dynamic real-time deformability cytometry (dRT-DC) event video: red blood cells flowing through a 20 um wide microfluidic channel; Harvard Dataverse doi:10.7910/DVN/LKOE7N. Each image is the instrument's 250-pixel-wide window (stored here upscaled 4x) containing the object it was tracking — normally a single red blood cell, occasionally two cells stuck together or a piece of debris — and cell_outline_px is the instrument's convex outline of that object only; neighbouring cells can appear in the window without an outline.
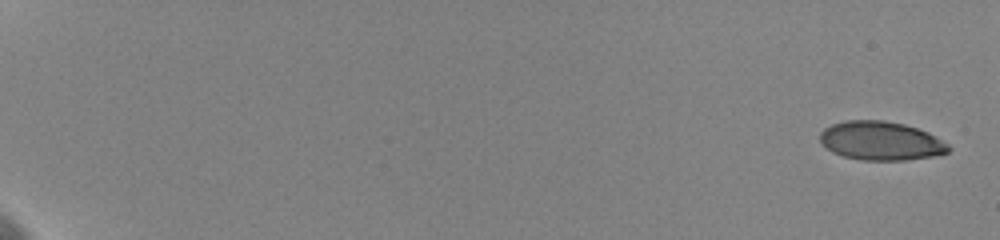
{"species": "human", "species_latin": "Homo sapiens", "temperature_condition": "cold", "stored_images_in_passage": 22, "camera_frame_rate_fps": 3000, "um_per_image_px": 0.085, "donor": {"sex": "female"}, "frame": {"image": 1, "passage_image": 1, "time_ms": 0.0, "image_size_px": [1000, 240], "cell_outline_px": [[952, 148], [948, 152], [932, 156], [904, 160], [860, 160], [844, 156], [832, 152], [820, 140], [820, 132], [824, 128], [832, 124], [844, 120], [884, 120], [904, 124], [928, 132], [936, 136], [948, 144]], "centroid_in_image_um": [74.88, 11.96], "position_along_channel_um": 10.1, "area_um2": 29.02}}
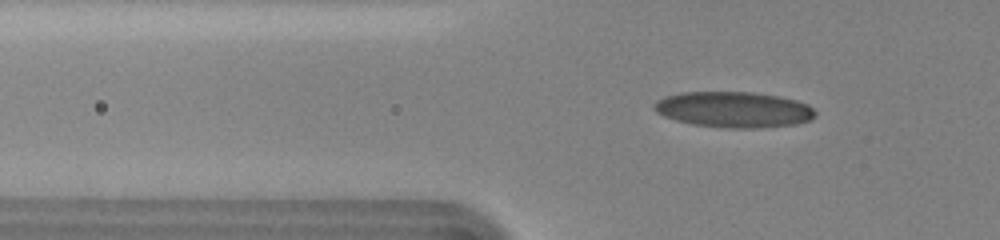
{"frame": {"image": 2, "passage_image": 19, "time_ms": 7.0, "image_size_px": [1000, 240], "cell_outline_px": [[816, 116], [808, 120], [796, 124], [756, 128], [728, 128], [692, 124], [676, 120], [664, 116], [656, 112], [652, 108], [652, 104], [656, 100], [664, 96], [680, 92], [752, 92], [780, 96], [796, 100], [808, 104], [816, 112]], "centroid_in_image_um": [62.34, 9.3], "position_along_channel_um": 63.5, "area_um2": 33.81}}
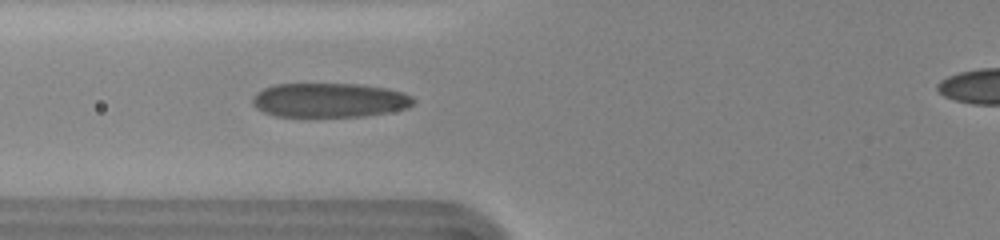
{"frame": {"image": 3, "passage_image": 22, "time_ms": 8.333, "image_size_px": [1000, 240], "cell_outline_px": [[416, 100], [408, 108], [388, 112], [364, 116], [276, 116], [264, 112], [256, 108], [252, 104], [252, 96], [256, 92], [264, 88], [276, 84], [356, 84], [388, 88], [404, 92], [412, 96]], "centroid_in_image_um": [28.01, 8.51], "position_along_channel_um": 97.8, "area_um2": 32.25}}